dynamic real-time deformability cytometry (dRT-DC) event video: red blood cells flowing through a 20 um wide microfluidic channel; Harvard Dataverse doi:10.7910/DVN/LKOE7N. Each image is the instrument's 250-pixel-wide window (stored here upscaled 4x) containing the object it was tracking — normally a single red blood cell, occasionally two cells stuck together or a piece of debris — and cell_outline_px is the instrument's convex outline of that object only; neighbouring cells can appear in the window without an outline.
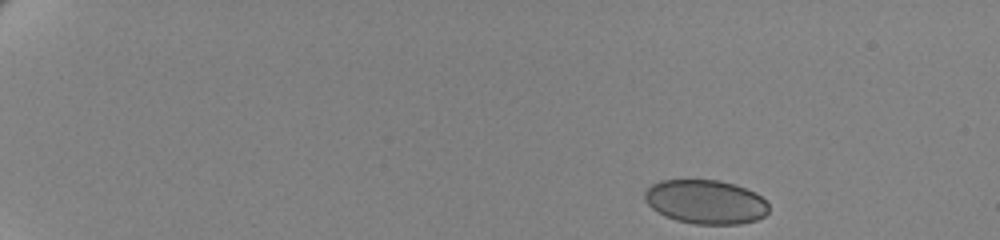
{"species": "human", "species_latin": "Homo sapiens", "temperature_condition": "cold", "stored_images_in_passage": 53, "camera_frame_rate_fps": 3000, "um_per_image_px": 0.085, "donor": {"sex": "female"}, "frame": {"image": 1, "passage_image": 1, "time_ms": 0.0, "image_size_px": [1000, 240], "cell_outline_px": [[768, 212], [764, 216], [756, 220], [740, 224], [696, 224], [676, 220], [664, 216], [652, 208], [644, 200], [644, 192], [652, 184], [660, 180], [716, 180], [732, 184], [756, 192], [768, 204]], "centroid_in_image_um": [59.96, 17.16], "position_along_channel_um": 25.0, "area_um2": 31.79}}
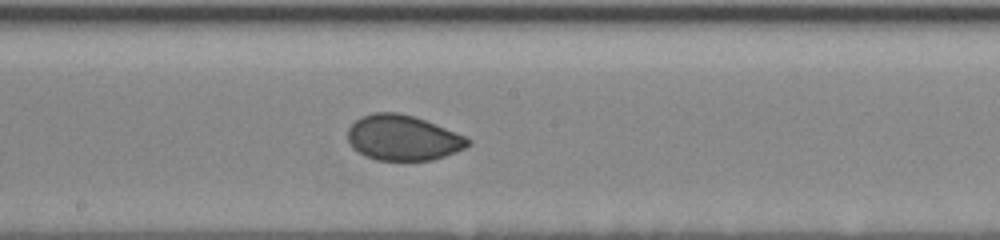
{"frame": {"image": 2, "passage_image": 29, "time_ms": 9.333, "image_size_px": [1000, 240], "cell_outline_px": [[472, 144], [456, 152], [432, 160], [376, 160], [364, 156], [352, 148], [348, 140], [348, 128], [360, 116], [372, 112], [396, 112], [412, 116], [424, 120], [464, 136], [472, 140]], "centroid_in_image_um": [34.21, 11.72], "position_along_channel_um": 214.0, "area_um2": 31.67}}
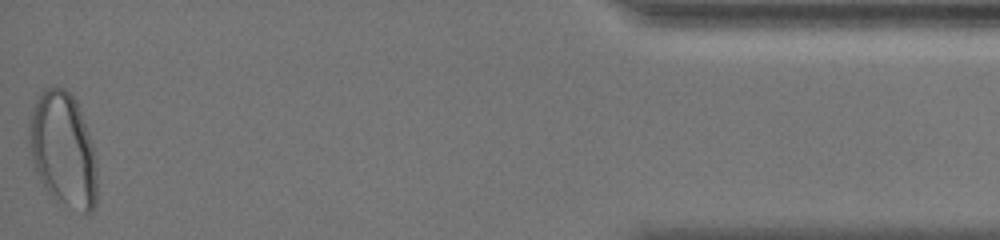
{"frame": {"image": 3, "passage_image": 53, "time_ms": 17.333, "image_size_px": [1000, 240], "cell_outline_px": [[96, 204], [92, 212], [84, 212], [56, 200], [48, 192], [40, 180], [36, 172], [32, 160], [28, 140], [28, 124], [32, 108], [36, 100], [44, 88], [64, 88], [76, 100], [92, 144], [96, 160]], "centroid_in_image_um": [5.34, 12.72], "position_along_channel_um": 429.9, "area_um2": 45.08}, "authors_computed_cell_mechanics": {"area_um2": 32.8304, "velocity_mm_per_s": 3.4487, "shape_relaxation_time_tau1_ms": null, "shape_relaxation_time_tau2_ms": 0.7776, "deformation_change_tau1": null, "deformation_change_tau2": 0.0327}}